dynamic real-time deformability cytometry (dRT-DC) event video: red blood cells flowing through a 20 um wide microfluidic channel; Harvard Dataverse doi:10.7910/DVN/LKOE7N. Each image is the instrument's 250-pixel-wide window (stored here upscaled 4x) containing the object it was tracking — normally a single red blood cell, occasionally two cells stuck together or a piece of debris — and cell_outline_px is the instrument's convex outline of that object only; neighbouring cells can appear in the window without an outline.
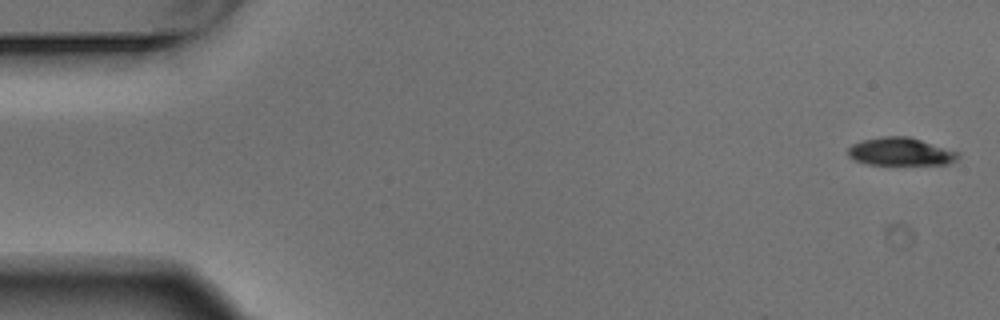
{"species": "Egyptian fruit bat (a non-hibernating species)", "species_latin": "Rousettus aegyptiacus", "temperature_condition": "warm", "stored_images_in_passage": 4, "camera_frame_rate_fps": 3000, "um_per_image_px": 0.085, "animal": {"sex": "male"}, "frame": {"image": 1, "passage_image": 1, "time_ms": 0.0, "image_size_px": [1000, 320], "cell_outline_px": [[960, 156], [956, 160], [948, 164], [868, 164], [856, 160], [848, 156], [848, 148], [852, 144], [860, 140], [884, 136], [908, 136], [960, 152]], "centroid_in_image_um": [76.55, 12.88], "position_along_channel_um": 8.4, "area_um2": 17.86}}
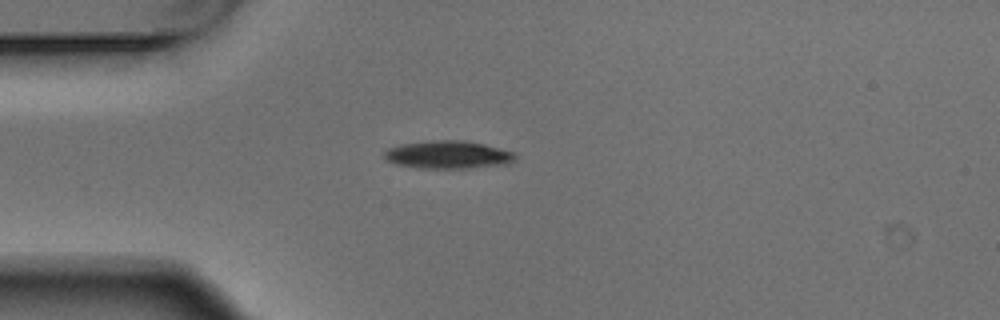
{"frame": {"image": 2, "passage_image": 4, "time_ms": 1.0, "image_size_px": [1000, 320], "cell_outline_px": [[516, 160], [508, 164], [468, 168], [416, 168], [396, 164], [388, 160], [384, 156], [384, 152], [388, 148], [400, 144], [432, 140], [464, 140], [484, 144], [516, 152]], "centroid_in_image_um": [38.11, 13.15], "position_along_channel_um": 46.9, "area_um2": 21.44}}